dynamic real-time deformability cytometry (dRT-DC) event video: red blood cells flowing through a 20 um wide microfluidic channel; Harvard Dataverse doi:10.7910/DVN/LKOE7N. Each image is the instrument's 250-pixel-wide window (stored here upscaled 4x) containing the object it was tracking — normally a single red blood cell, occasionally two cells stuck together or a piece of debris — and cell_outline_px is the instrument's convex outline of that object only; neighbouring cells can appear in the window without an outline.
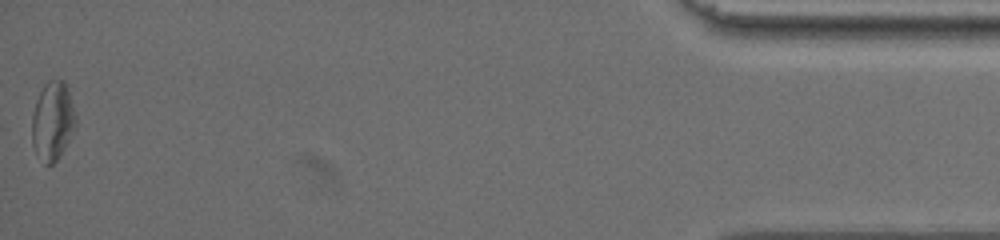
{"species": "common noctule bat (a hibernating species)", "species_latin": "Nyctalus noctula", "temperature_condition": "warm", "stored_images_in_passage": 82, "camera_frame_rate_fps": 3000, "um_per_image_px": 0.085, "animal": {"sex": "female", "body_mass_g": 19.5, "forearm_length_mm": 54.1}, "frame": {"image": 1, "passage_image": 82, "time_ms": 15.667, "image_size_px": [1000, 240], "cell_outline_px": [[76, 124], [60, 156], [52, 164], [44, 164], [36, 152], [32, 144], [32, 116], [36, 100], [44, 84], [48, 80], [64, 80], [76, 116]], "centroid_in_image_um": [4.46, 10.28], "position_along_channel_um": 430.7, "area_um2": 19.77}}